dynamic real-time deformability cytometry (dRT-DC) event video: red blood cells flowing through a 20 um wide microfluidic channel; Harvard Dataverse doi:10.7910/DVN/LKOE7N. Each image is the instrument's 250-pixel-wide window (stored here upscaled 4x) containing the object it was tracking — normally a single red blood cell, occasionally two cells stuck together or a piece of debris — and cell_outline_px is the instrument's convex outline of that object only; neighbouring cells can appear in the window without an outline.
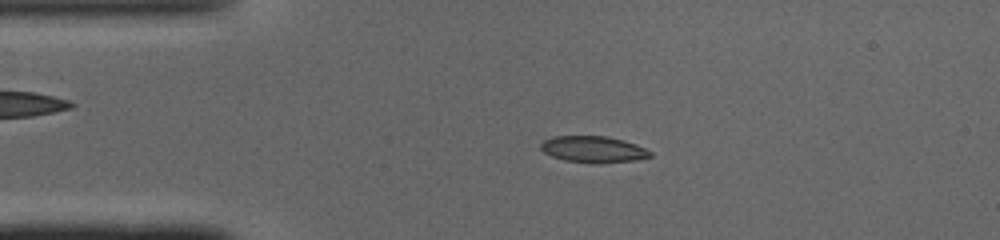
{"species": "common noctule bat (a hibernating species)", "species_latin": "Nyctalus noctula", "temperature_condition": "cold", "stored_images_in_passage": 47, "camera_frame_rate_fps": 3000, "um_per_image_px": 0.085, "animal": {"sex": "male", "body_mass_g": 19.0, "forearm_length_mm": 50.8}, "frame": {"image": 1, "passage_image": 9, "time_ms": 2.667, "image_size_px": [1000, 240], "cell_outline_px": [[652, 156], [636, 160], [596, 164], [592, 164], [564, 160], [552, 156], [544, 152], [540, 148], [540, 144], [544, 140], [552, 136], [604, 136], [624, 140], [636, 144], [652, 152]], "centroid_in_image_um": [50.42, 12.7], "position_along_channel_um": 34.6, "area_um2": 16.99}}
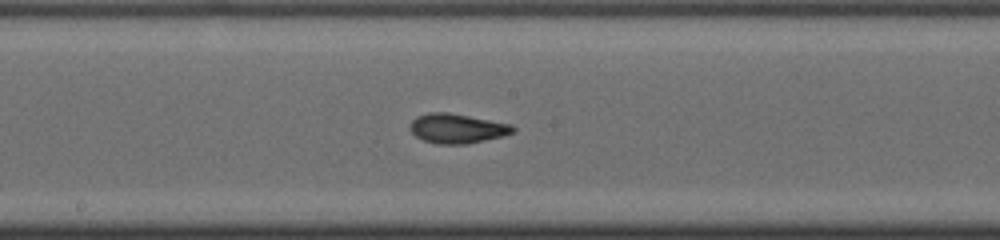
{"frame": {"image": 2, "passage_image": 24, "time_ms": 7.667, "image_size_px": [1000, 240], "cell_outline_px": [[516, 132], [504, 136], [464, 144], [436, 144], [424, 140], [416, 136], [408, 128], [408, 124], [416, 116], [428, 112], [448, 112], [512, 124], [516, 128]], "centroid_in_image_um": [38.85, 10.91], "position_along_channel_um": 209.4, "area_um2": 17.92}}
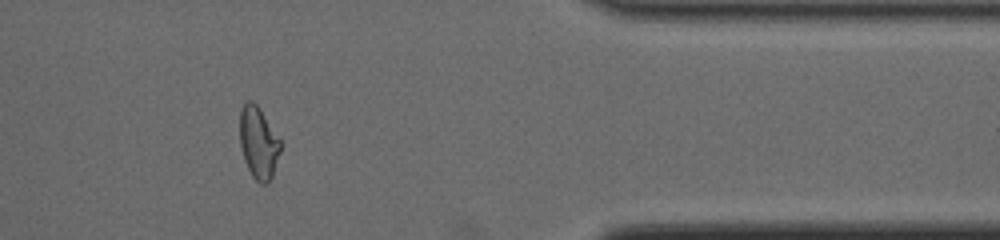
{"frame": {"image": 3, "passage_image": 39, "time_ms": 12.667, "image_size_px": [1000, 240], "cell_outline_px": [[280, 152], [272, 176], [268, 184], [260, 184], [252, 176], [244, 160], [240, 144], [240, 108], [248, 100], [252, 100], [260, 108], [280, 140]], "centroid_in_image_um": [21.96, 12.13], "position_along_channel_um": 389.4, "area_um2": 16.99}, "authors_computed_cell_mechanics": {"area_um2": 16.9354, "velocity_mm_per_s": 4.1113, "shape_relaxation_time_tau1_ms": 4.8452, "shape_relaxation_time_tau2_ms": 1.9153, "deformation_change_tau1": 0.1775, "deformation_change_tau2": 0.0726}}